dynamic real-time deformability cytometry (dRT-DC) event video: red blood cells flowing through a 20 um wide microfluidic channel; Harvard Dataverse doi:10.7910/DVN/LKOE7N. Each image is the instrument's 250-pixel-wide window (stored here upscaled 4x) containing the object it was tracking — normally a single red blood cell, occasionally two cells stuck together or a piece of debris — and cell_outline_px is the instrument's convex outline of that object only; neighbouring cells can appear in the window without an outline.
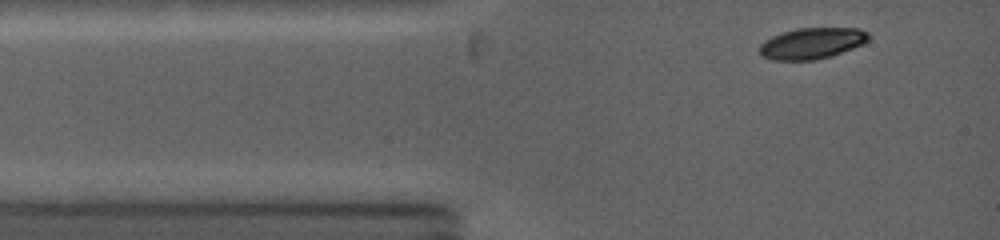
{"species": "common noctule bat (a hibernating species)", "species_latin": "Nyctalus noctula", "temperature_condition": "warm", "stored_images_in_passage": 5, "camera_frame_rate_fps": 5000, "um_per_image_px": 0.085, "animal": {"sex": "female", "body_mass_g": 19.0, "forearm_length_mm": 53.3}, "frame": {"image": 1, "passage_image": 1, "time_ms": 0.0, "image_size_px": [1000, 240], "cell_outline_px": [[868, 40], [864, 44], [832, 56], [816, 60], [772, 60], [764, 56], [760, 52], [760, 44], [764, 40], [772, 36], [796, 28], [860, 28], [868, 32]], "centroid_in_image_um": [69.04, 3.68], "position_along_channel_um": 16.0, "area_um2": 19.83}}
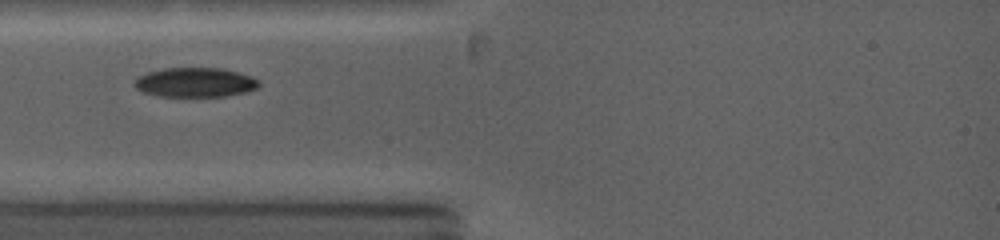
{"frame": {"image": 2, "passage_image": 3, "time_ms": 2.0, "image_size_px": [1000, 240], "cell_outline_px": [[260, 88], [248, 92], [228, 96], [156, 96], [144, 92], [136, 88], [132, 84], [136, 76], [148, 72], [164, 68], [224, 68], [252, 76], [260, 80]], "centroid_in_image_um": [16.62, 7.0], "position_along_channel_um": 68.4, "area_um2": 21.79}}